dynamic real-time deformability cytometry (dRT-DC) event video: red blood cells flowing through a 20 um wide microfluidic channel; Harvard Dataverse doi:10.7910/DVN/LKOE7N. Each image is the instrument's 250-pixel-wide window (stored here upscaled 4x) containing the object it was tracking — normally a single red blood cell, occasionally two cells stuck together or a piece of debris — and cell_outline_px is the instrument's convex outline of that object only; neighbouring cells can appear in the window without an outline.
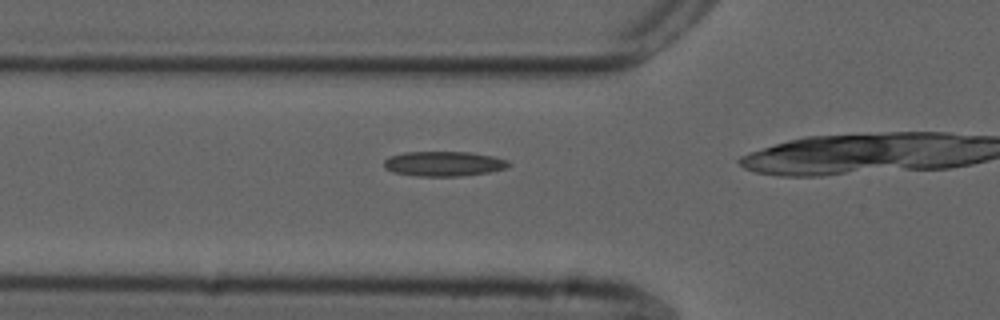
{"species": "common noctule bat (a hibernating species)", "species_latin": "Nyctalus noctula", "temperature_condition": "cold", "stored_images_in_passage": 33, "camera_frame_rate_fps": 3000, "um_per_image_px": 0.085, "animal": {"sex": "male", "forearm_length_mm": 52.5}, "frame": {"image": 1, "passage_image": 8, "time_ms": 2.333, "image_size_px": [1000, 320], "cell_outline_px": [[512, 164], [508, 168], [488, 172], [464, 176], [416, 176], [392, 172], [384, 168], [384, 160], [388, 156], [404, 152], [468, 152], [492, 156], [508, 160]], "centroid_in_image_um": [37.71, 13.92], "position_along_channel_um": 88.1, "area_um2": 18.26}}
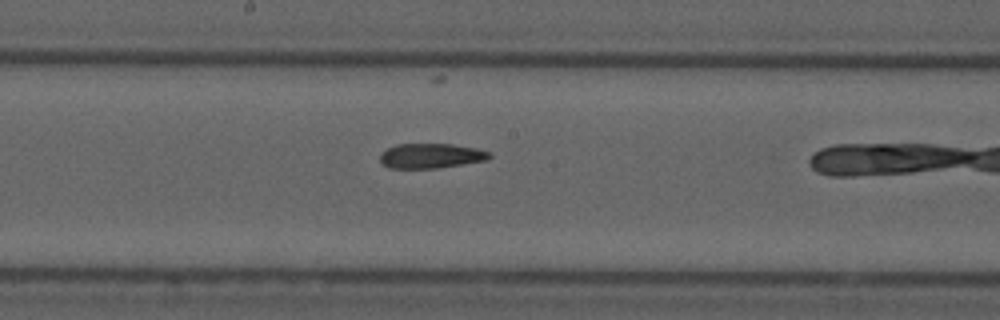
{"frame": {"image": 2, "passage_image": 18, "time_ms": 5.667, "image_size_px": [1000, 320], "cell_outline_px": [[492, 156], [488, 160], [440, 168], [388, 168], [380, 160], [380, 152], [396, 144], [452, 144], [476, 148], [488, 152]], "centroid_in_image_um": [36.63, 13.25], "position_along_channel_um": 211.6, "area_um2": 15.9}}
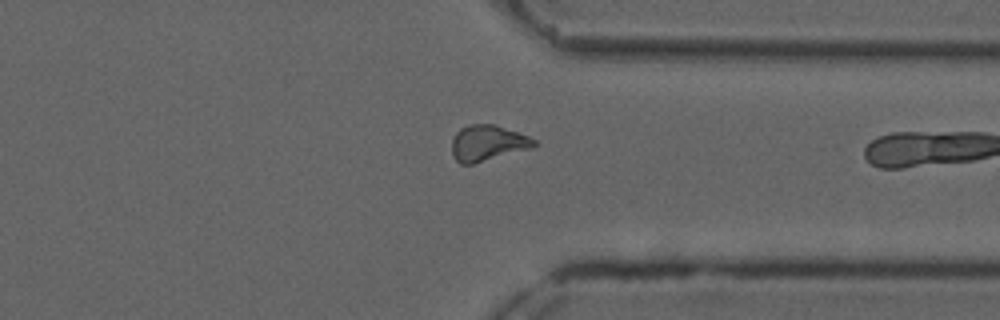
{"frame": {"image": 3, "passage_image": 31, "time_ms": 10.0, "image_size_px": [1000, 320], "cell_outline_px": [[536, 144], [532, 148], [472, 164], [460, 164], [452, 156], [452, 140], [456, 132], [460, 128], [468, 124], [496, 124], [528, 136], [536, 140]], "centroid_in_image_um": [41.43, 12.15], "position_along_channel_um": 370.0, "area_um2": 17.22}}